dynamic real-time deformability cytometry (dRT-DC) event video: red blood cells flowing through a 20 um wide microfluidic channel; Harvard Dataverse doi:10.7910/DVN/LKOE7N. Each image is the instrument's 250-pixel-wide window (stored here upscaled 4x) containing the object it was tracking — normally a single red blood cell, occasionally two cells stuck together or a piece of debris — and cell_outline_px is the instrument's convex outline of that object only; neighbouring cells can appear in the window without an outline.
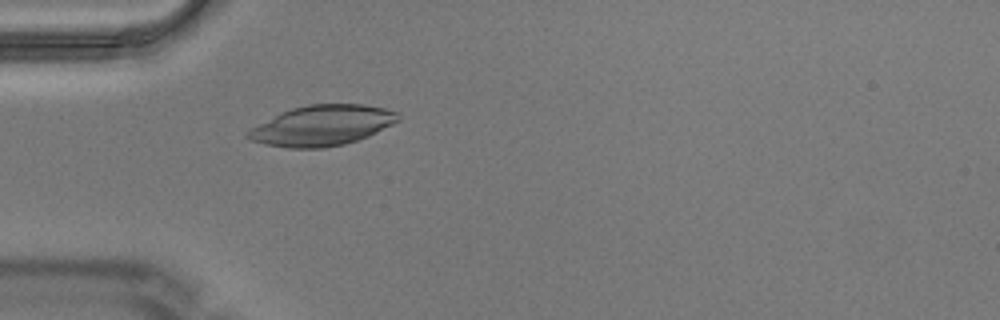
{"species": "Egyptian fruit bat (a non-hibernating species)", "species_latin": "Rousettus aegyptiacus", "temperature_condition": "warm", "stored_images_in_passage": 4, "camera_frame_rate_fps": 3000, "um_per_image_px": 0.085, "animal": {"sex": "male"}, "frame": {"image": 1, "passage_image": 4, "time_ms": 1.0, "image_size_px": [1000, 320], "cell_outline_px": [[400, 120], [368, 136], [344, 144], [324, 148], [288, 148], [264, 144], [252, 140], [244, 136], [252, 128], [280, 112], [292, 108], [308, 104], [364, 104], [384, 108], [396, 112]], "centroid_in_image_um": [27.37, 10.67], "position_along_channel_um": 57.6, "area_um2": 35.08}}